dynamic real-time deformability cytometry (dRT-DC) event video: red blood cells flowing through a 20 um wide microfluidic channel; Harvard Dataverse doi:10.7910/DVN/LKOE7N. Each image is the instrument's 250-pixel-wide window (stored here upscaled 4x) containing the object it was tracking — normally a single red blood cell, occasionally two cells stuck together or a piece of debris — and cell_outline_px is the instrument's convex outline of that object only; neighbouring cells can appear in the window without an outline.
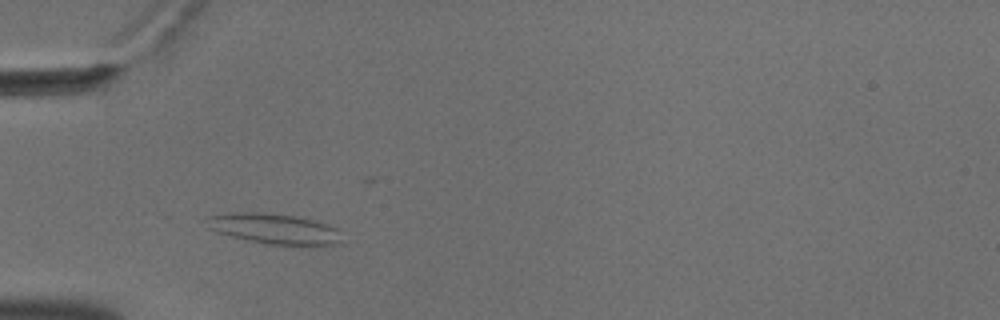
{"species": "common noctule bat (a hibernating species)", "species_latin": "Nyctalus noctula", "temperature_condition": "cold", "stored_images_in_passage": 48, "camera_frame_rate_fps": 3000, "um_per_image_px": 0.085, "animal": {"sex": "male", "body_mass_g": 18.8}, "frame": {"image": 1, "passage_image": 10, "time_ms": 3.0, "image_size_px": [1000, 320], "cell_outline_px": [[344, 244], [268, 244], [232, 236], [216, 232], [208, 228], [200, 220], [204, 216], [232, 212], [264, 212], [296, 216], [316, 220], [336, 228]], "centroid_in_image_um": [23.2, 19.41], "position_along_channel_um": 61.8, "area_um2": 24.1}}
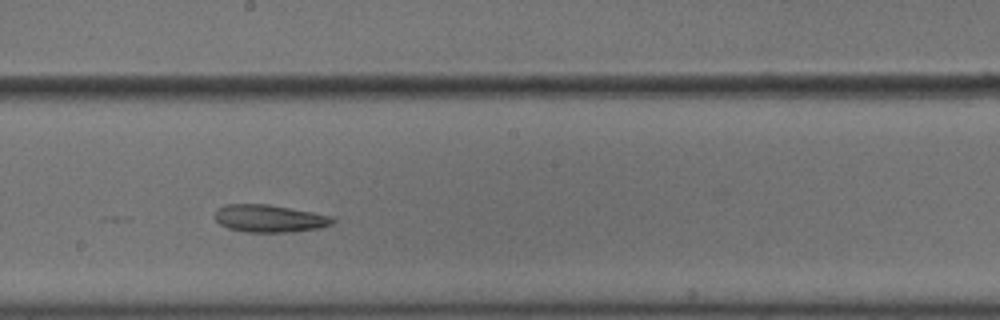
{"frame": {"image": 2, "passage_image": 24, "time_ms": 7.667, "image_size_px": [1000, 320], "cell_outline_px": [[336, 220], [332, 224], [320, 228], [296, 232], [244, 232], [228, 228], [220, 224], [212, 216], [216, 208], [224, 204], [268, 204], [312, 212], [332, 216]], "centroid_in_image_um": [22.87, 18.57], "position_along_channel_um": 225.3, "area_um2": 19.19}}
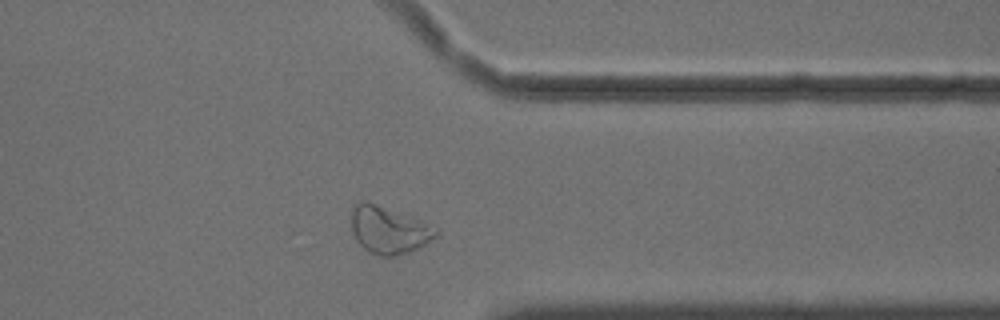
{"frame": {"image": 3, "passage_image": 37, "time_ms": 12.0, "image_size_px": [1000, 320], "cell_outline_px": [[436, 236], [420, 248], [408, 252], [392, 256], [380, 256], [364, 248], [352, 236], [352, 204], [356, 200], [360, 200], [432, 224], [436, 232]], "centroid_in_image_um": [33.0, 19.56], "position_along_channel_um": 378.4, "area_um2": 22.83}}